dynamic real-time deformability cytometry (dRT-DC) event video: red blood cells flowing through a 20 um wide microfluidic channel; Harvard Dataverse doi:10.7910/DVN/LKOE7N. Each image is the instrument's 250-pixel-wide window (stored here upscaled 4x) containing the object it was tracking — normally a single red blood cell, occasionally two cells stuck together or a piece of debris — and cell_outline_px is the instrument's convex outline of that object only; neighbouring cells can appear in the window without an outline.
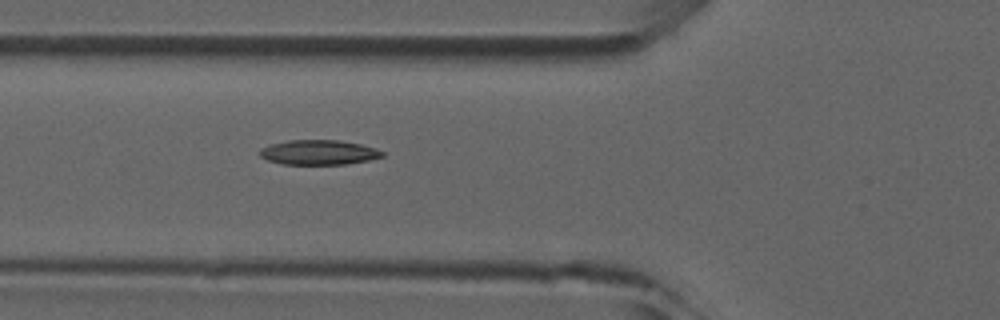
{"species": "common noctule bat (a hibernating species)", "species_latin": "Nyctalus noctula", "temperature_condition": "room temperature", "stored_images_in_passage": 2, "camera_frame_rate_fps": 3000, "um_per_image_px": 0.085, "animal": {"sex": "male", "forearm_length_mm": 52.5}, "frame": {"image": 1, "passage_image": 2, "time_ms": 1.0, "image_size_px": [1000, 320], "cell_outline_px": [[384, 156], [368, 160], [344, 164], [280, 164], [268, 160], [260, 156], [260, 148], [268, 144], [288, 140], [340, 140], [360, 144], [376, 148], [384, 152]], "centroid_in_image_um": [27.07, 12.94], "position_along_channel_um": 98.7, "area_um2": 17.74}}